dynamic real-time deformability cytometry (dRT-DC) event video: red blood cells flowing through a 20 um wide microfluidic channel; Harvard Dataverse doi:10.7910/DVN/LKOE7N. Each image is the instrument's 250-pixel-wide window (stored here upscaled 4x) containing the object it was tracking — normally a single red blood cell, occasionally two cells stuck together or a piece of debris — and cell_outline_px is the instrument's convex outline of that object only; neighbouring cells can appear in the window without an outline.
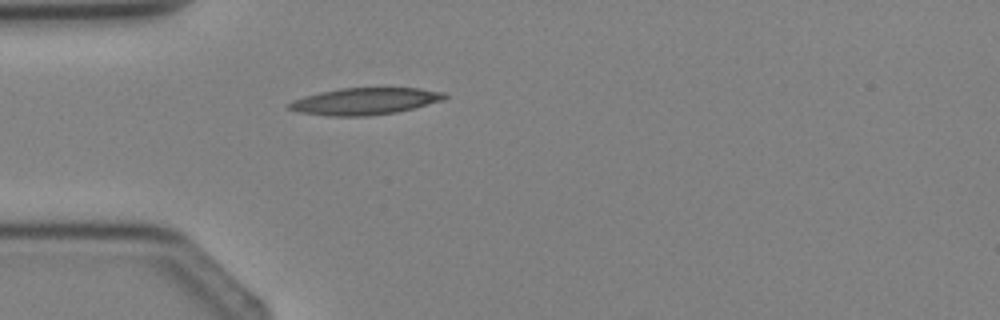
{"species": "Egyptian fruit bat (a non-hibernating species)", "species_latin": "Rousettus aegyptiacus", "temperature_condition": "cold", "stored_images_in_passage": 1, "camera_frame_rate_fps": 3000, "um_per_image_px": 0.085, "animal": {"sex": "female"}, "frame": {"image": 1, "passage_image": 1, "time_ms": 0.0, "image_size_px": [1000, 320], "cell_outline_px": [[448, 96], [444, 100], [396, 112], [368, 116], [328, 116], [300, 112], [288, 108], [288, 104], [292, 100], [304, 96], [320, 92], [340, 88], [420, 88], [444, 92]], "centroid_in_image_um": [31.02, 8.6], "position_along_channel_um": 54.0, "area_um2": 24.28}}